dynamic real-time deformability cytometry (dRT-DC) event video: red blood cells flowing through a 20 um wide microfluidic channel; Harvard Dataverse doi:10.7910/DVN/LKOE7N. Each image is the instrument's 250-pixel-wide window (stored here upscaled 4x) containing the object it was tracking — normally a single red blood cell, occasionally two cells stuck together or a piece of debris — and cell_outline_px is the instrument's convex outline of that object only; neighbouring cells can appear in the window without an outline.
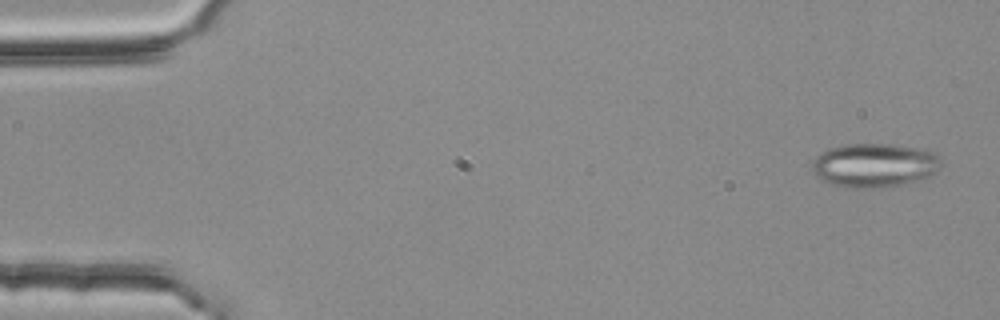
{"species": "common noctule bat (a hibernating species)", "species_latin": "Nyctalus noctula", "temperature_condition": "room temperature", "stored_images_in_passage": 3, "camera_frame_rate_fps": 3000, "um_per_image_px": 0.085, "animal": {"sex": "female", "body_mass_g": 25.1}, "frame": {"image": 1, "passage_image": 1, "time_ms": 0.0, "image_size_px": [1000, 320], "cell_outline_px": [[940, 168], [936, 172], [928, 176], [916, 180], [900, 184], [880, 188], [848, 188], [832, 184], [820, 180], [816, 176], [812, 168], [812, 160], [820, 152], [828, 148], [844, 144], [896, 144], [916, 148], [932, 152], [940, 160]], "centroid_in_image_um": [74.25, 14.04], "position_along_channel_um": 10.7, "area_um2": 33.06}}
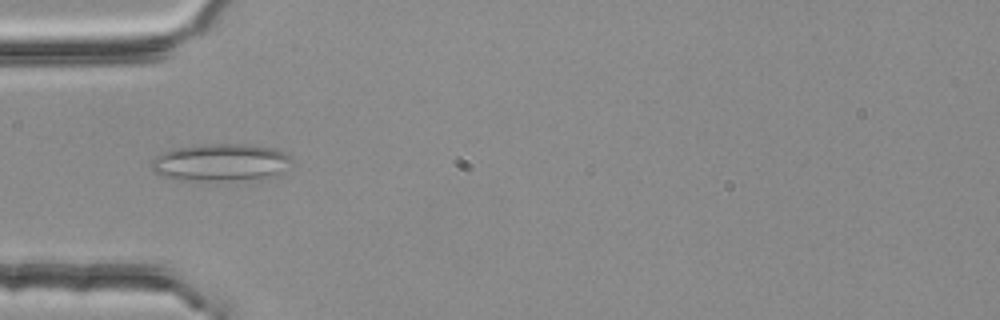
{"frame": {"image": 2, "passage_image": 3, "time_ms": 0.667, "image_size_px": [1000, 320], "cell_outline_px": [[292, 160], [276, 172], [260, 180], [180, 180], [164, 176], [156, 172], [148, 164], [156, 156], [172, 148], [204, 144], [248, 144], [276, 148], [288, 152], [292, 156]], "centroid_in_image_um": [18.74, 13.79], "position_along_channel_um": 66.3, "area_um2": 30.58}}